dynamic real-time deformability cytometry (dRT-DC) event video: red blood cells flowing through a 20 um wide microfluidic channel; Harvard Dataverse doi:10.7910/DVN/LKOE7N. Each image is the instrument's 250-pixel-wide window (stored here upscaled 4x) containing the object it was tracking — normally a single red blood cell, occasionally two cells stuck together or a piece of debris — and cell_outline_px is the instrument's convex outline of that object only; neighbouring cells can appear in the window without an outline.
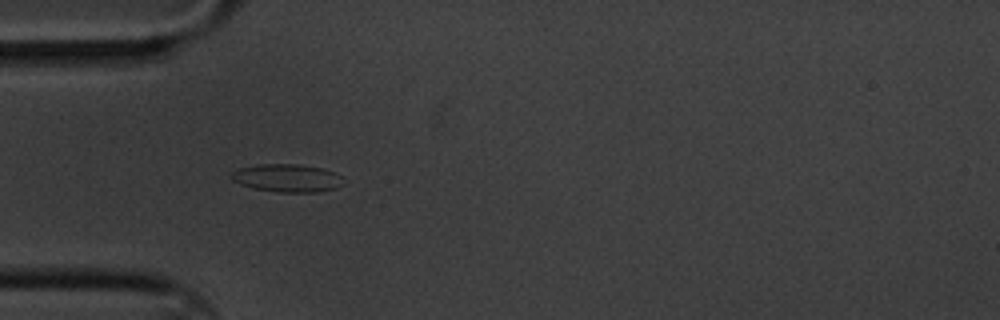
{"species": "common noctule bat (a hibernating species)", "species_latin": "Nyctalus noctula", "temperature_condition": "cold", "stored_images_in_passage": 3, "camera_frame_rate_fps": 3000, "um_per_image_px": 0.085, "animal": {"sex": "male", "body_mass_g": 20.1, "forearm_length_mm": 53.5}, "frame": {"image": 1, "passage_image": 1, "time_ms": 0.0, "image_size_px": [1000, 320], "cell_outline_px": [[344, 184], [336, 188], [316, 192], [276, 192], [252, 188], [240, 184], [232, 180], [232, 172], [240, 168], [256, 164], [300, 164], [320, 168], [332, 172], [340, 176]], "centroid_in_image_um": [24.38, 15.14], "position_along_channel_um": 60.6, "area_um2": 18.15}}
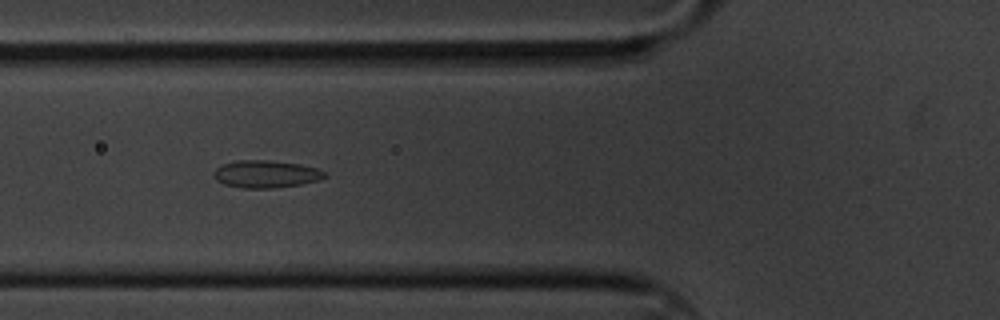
{"frame": {"image": 2, "passage_image": 2, "time_ms": 0.333, "image_size_px": [1000, 320], "cell_outline_px": [[328, 176], [320, 180], [300, 184], [272, 188], [244, 188], [224, 184], [216, 180], [216, 168], [220, 164], [236, 160], [268, 160], [300, 164], [316, 168], [324, 172]], "centroid_in_image_um": [22.62, 14.79], "position_along_channel_um": 103.2, "area_um2": 17.63}}
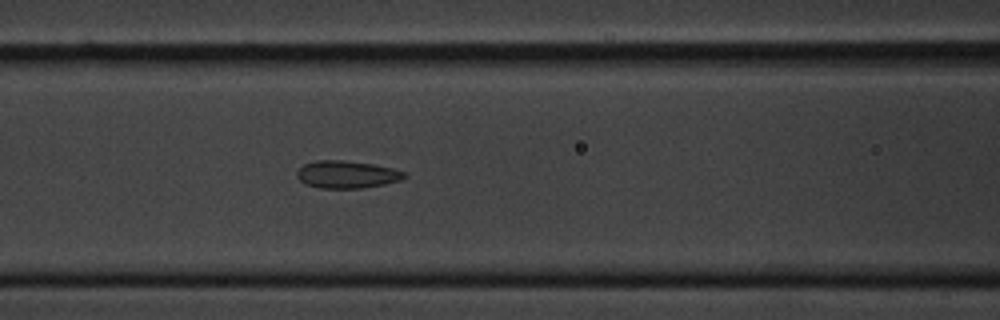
{"frame": {"image": 3, "passage_image": 3, "time_ms": 0.667, "image_size_px": [1000, 320], "cell_outline_px": [[408, 176], [400, 180], [384, 184], [360, 188], [320, 188], [304, 184], [296, 176], [296, 172], [304, 164], [316, 160], [344, 160], [372, 164], [392, 168], [404, 172]], "centroid_in_image_um": [29.45, 14.83], "position_along_channel_um": 137.1, "area_um2": 17.17}}